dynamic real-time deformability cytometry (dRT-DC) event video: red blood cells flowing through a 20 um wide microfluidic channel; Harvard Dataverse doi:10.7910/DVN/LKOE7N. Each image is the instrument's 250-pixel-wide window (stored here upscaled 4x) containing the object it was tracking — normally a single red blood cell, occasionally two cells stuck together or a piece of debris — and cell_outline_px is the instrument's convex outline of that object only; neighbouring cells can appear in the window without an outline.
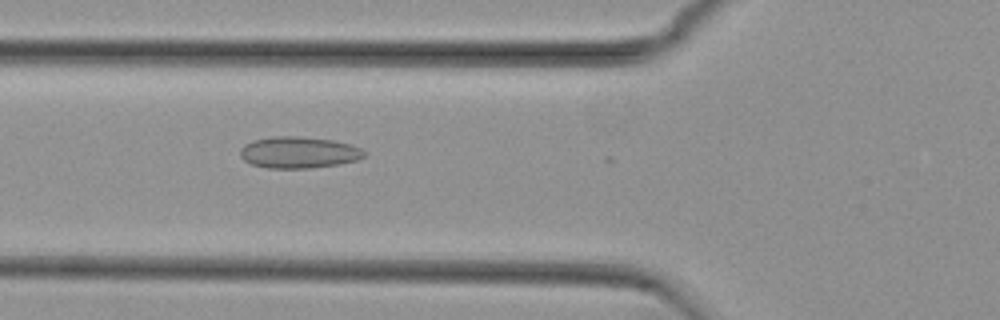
{"species": "common noctule bat (a hibernating species)", "species_latin": "Nyctalus noctula", "temperature_condition": "cold", "stored_images_in_passage": 33, "camera_frame_rate_fps": 3000, "um_per_image_px": 0.085, "animal": {"sex": "female", "body_mass_g": 29.2, "forearm_length_mm": 56.3}, "frame": {"image": 1, "passage_image": 6, "time_ms": 1.667, "image_size_px": [1000, 320], "cell_outline_px": [[364, 156], [356, 160], [340, 164], [312, 168], [268, 168], [252, 164], [244, 160], [240, 156], [240, 148], [244, 144], [252, 140], [272, 136], [296, 136], [332, 140], [348, 144], [360, 148], [364, 152]], "centroid_in_image_um": [25.34, 12.95], "position_along_channel_um": 100.5, "area_um2": 22.72}}
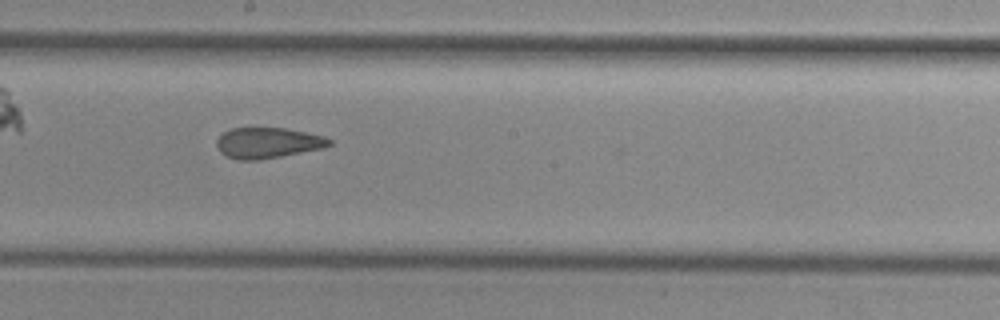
{"frame": {"image": 2, "passage_image": 16, "time_ms": 5.0, "image_size_px": [1000, 320], "cell_outline_px": [[332, 144], [324, 148], [260, 160], [240, 160], [228, 156], [220, 152], [216, 144], [216, 140], [224, 132], [232, 128], [284, 128], [324, 136], [332, 140]], "centroid_in_image_um": [22.77, 12.15], "position_along_channel_um": 225.4, "area_um2": 20.06}}
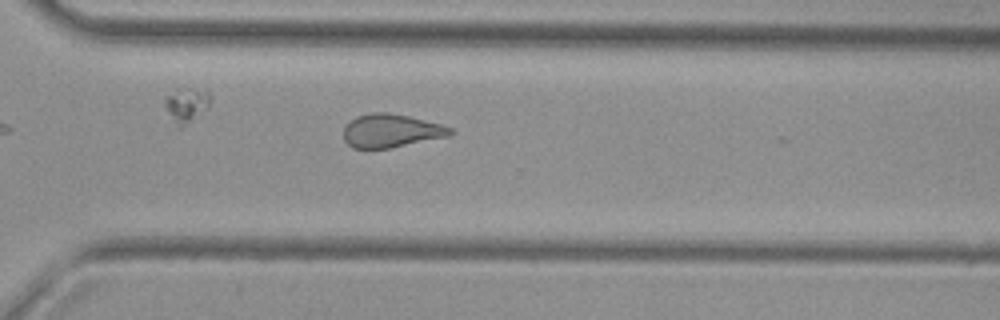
{"frame": {"image": 3, "passage_image": 25, "time_ms": 8.0, "image_size_px": [1000, 320], "cell_outline_px": [[456, 132], [448, 136], [388, 148], [352, 148], [344, 140], [344, 124], [356, 116], [372, 112], [388, 112], [408, 116], [440, 124], [452, 128]], "centroid_in_image_um": [33.21, 11.1], "position_along_channel_um": 337.4, "area_um2": 20.69}, "authors_computed_cell_mechanics": {"area_um2": 20.808, "velocity_mm_per_s": 3.7413, "shape_relaxation_time_tau1_ms": null, "shape_relaxation_time_tau2_ms": 2.1686, "deformation_change_tau1": null, "deformation_change_tau2": 0.1098}}